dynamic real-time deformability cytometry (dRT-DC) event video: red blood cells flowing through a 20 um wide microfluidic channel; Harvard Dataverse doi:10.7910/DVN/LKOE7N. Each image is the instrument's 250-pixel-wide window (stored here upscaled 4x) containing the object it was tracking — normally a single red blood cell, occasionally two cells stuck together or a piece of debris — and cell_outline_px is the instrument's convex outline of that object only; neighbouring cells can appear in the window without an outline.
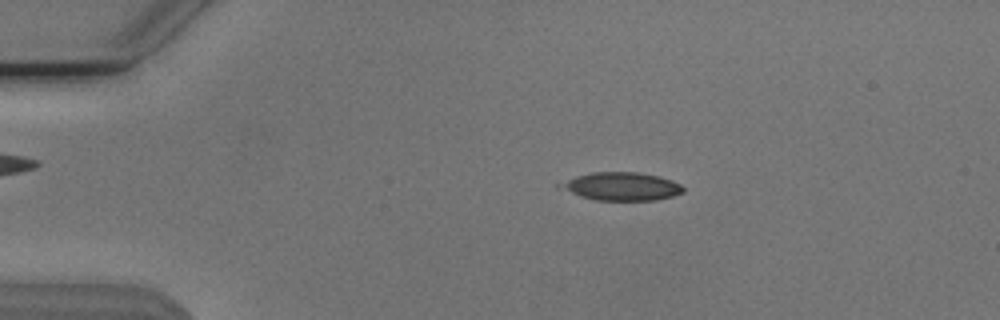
{"species": "Egyptian fruit bat (a non-hibernating species)", "species_latin": "Rousettus aegyptiacus", "temperature_condition": "cold", "stored_images_in_passage": 53, "camera_frame_rate_fps": 3000, "um_per_image_px": 0.085, "animal": {"sex": "male"}, "frame": {"image": 1, "passage_image": 10, "time_ms": 3.0, "image_size_px": [1000, 320], "cell_outline_px": [[684, 192], [672, 196], [656, 200], [596, 200], [580, 196], [556, 188], [556, 184], [576, 176], [592, 172], [640, 172], [660, 176], [672, 180], [680, 184], [684, 188]], "centroid_in_image_um": [52.8, 15.84], "position_along_channel_um": 32.2, "area_um2": 20.35}}
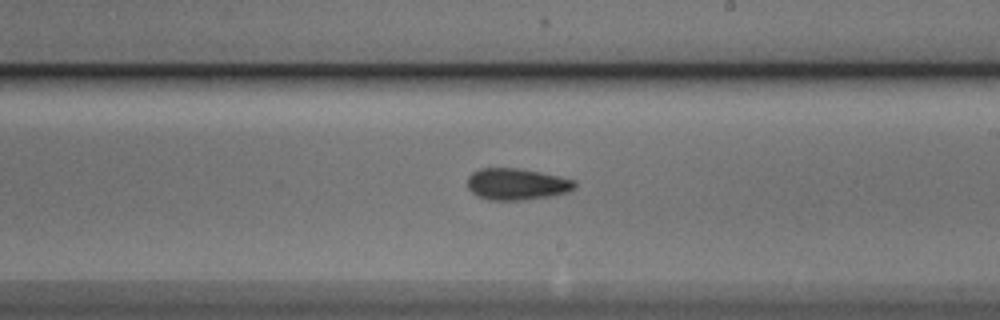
{"frame": {"image": 2, "passage_image": 31, "time_ms": 10.0, "image_size_px": [1000, 320], "cell_outline_px": [[576, 188], [568, 192], [552, 196], [524, 200], [488, 200], [476, 196], [468, 188], [468, 176], [472, 172], [480, 168], [516, 168], [540, 172], [572, 180], [576, 184]], "centroid_in_image_um": [43.89, 15.66], "position_along_channel_um": 245.1, "area_um2": 19.77}}
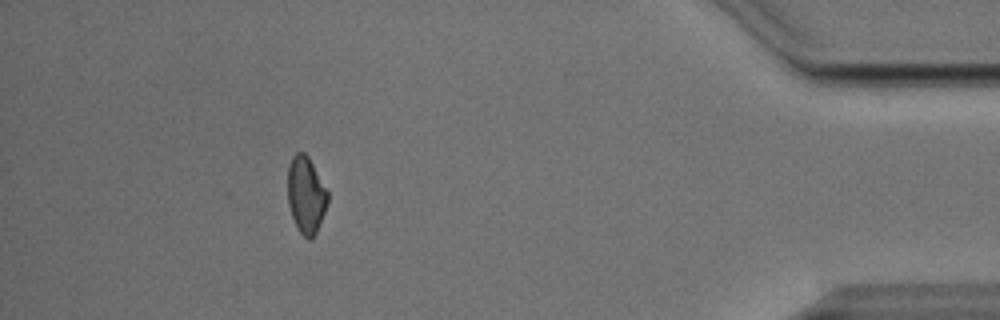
{"frame": {"image": 3, "passage_image": 48, "time_ms": 15.667, "image_size_px": [1000, 320], "cell_outline_px": [[328, 204], [316, 232], [312, 240], [308, 240], [296, 228], [288, 204], [288, 164], [292, 156], [296, 152], [304, 152], [308, 156], [328, 192]], "centroid_in_image_um": [26.0, 16.58], "position_along_channel_um": 409.2, "area_um2": 17.98}, "authors_computed_cell_mechanics": {"area_um2": 19.074, "velocity_mm_per_s": 3.8225, "shape_relaxation_time_tau1_ms": 5.3942, "shape_relaxation_time_tau2_ms": 6.1336, "deformation_change_tau1": 0.1163, "deformation_change_tau2": 0.1241}}